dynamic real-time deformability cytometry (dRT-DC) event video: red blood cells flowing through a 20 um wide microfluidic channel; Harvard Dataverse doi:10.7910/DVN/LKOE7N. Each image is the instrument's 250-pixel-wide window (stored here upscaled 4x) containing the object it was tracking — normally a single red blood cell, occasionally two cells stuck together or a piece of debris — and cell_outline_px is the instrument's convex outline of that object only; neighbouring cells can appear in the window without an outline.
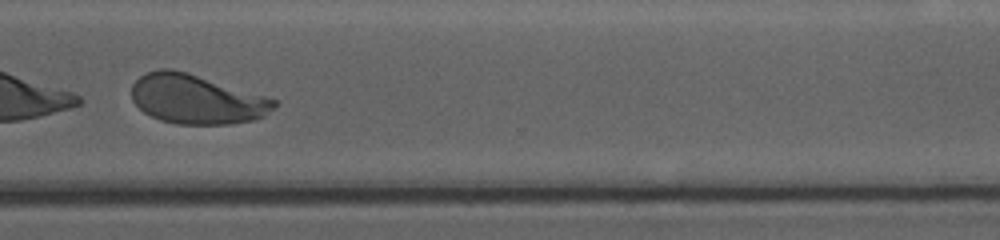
{"species": "human", "species_latin": "Homo sapiens", "temperature_condition": "cold", "stored_images_in_passage": 59, "camera_frame_rate_fps": 3000, "um_per_image_px": 0.085, "donor": {"sex": "female"}, "frame": {"image": 1, "passage_image": 49, "time_ms": 16.0, "image_size_px": [1000, 240], "cell_outline_px": [[280, 104], [264, 116], [252, 120], [232, 124], [176, 124], [160, 120], [144, 112], [132, 100], [132, 84], [140, 76], [148, 72], [160, 68], [172, 68], [188, 72], [268, 96], [276, 100]], "centroid_in_image_um": [16.74, 8.42], "position_along_channel_um": 353.9, "area_um2": 41.33}}